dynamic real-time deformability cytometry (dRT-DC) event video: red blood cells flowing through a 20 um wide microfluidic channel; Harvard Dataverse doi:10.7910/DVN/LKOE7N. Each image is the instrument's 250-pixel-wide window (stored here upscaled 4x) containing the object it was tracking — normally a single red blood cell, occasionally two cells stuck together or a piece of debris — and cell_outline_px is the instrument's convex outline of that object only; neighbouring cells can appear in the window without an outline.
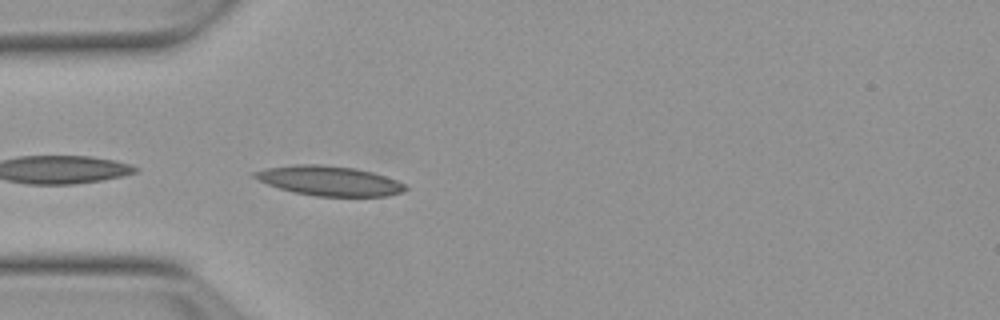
{"species": "Egyptian fruit bat (a non-hibernating species)", "species_latin": "Rousettus aegyptiacus", "temperature_condition": "warm", "stored_images_in_passage": 5, "camera_frame_rate_fps": 3000, "um_per_image_px": 0.085, "animal": {"sex": "female"}, "frame": {"image": 1, "passage_image": 1, "time_ms": 0.0, "image_size_px": [1000, 320], "cell_outline_px": [[408, 188], [400, 192], [388, 196], [316, 196], [292, 192], [268, 184], [252, 176], [252, 172], [264, 168], [296, 164], [320, 164], [356, 168], [372, 172], [396, 180], [404, 184]], "centroid_in_image_um": [27.96, 15.36], "position_along_channel_um": 57.0, "area_um2": 26.01}}